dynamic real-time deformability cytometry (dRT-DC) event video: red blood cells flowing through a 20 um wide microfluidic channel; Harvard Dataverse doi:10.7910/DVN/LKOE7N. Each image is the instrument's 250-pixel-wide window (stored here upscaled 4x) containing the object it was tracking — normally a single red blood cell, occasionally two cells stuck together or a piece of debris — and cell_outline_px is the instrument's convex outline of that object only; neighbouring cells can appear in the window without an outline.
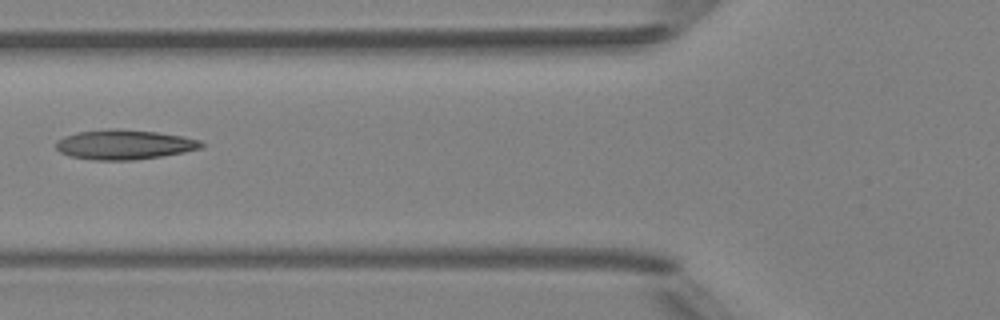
{"species": "Egyptian fruit bat (a non-hibernating species)", "species_latin": "Rousettus aegyptiacus", "temperature_condition": "room temperature", "stored_images_in_passage": 6, "camera_frame_rate_fps": 3000, "um_per_image_px": 0.085, "animal": {"sex": "female"}, "frame": {"image": 1, "passage_image": 6, "time_ms": 5.667, "image_size_px": [1000, 320], "cell_outline_px": [[204, 144], [200, 148], [184, 152], [160, 156], [132, 160], [92, 160], [68, 156], [60, 152], [56, 148], [56, 140], [64, 136], [76, 132], [108, 128], [116, 128], [156, 132], [184, 136], [200, 140]], "centroid_in_image_um": [10.52, 12.28], "position_along_channel_um": 115.3, "area_um2": 25.32}}